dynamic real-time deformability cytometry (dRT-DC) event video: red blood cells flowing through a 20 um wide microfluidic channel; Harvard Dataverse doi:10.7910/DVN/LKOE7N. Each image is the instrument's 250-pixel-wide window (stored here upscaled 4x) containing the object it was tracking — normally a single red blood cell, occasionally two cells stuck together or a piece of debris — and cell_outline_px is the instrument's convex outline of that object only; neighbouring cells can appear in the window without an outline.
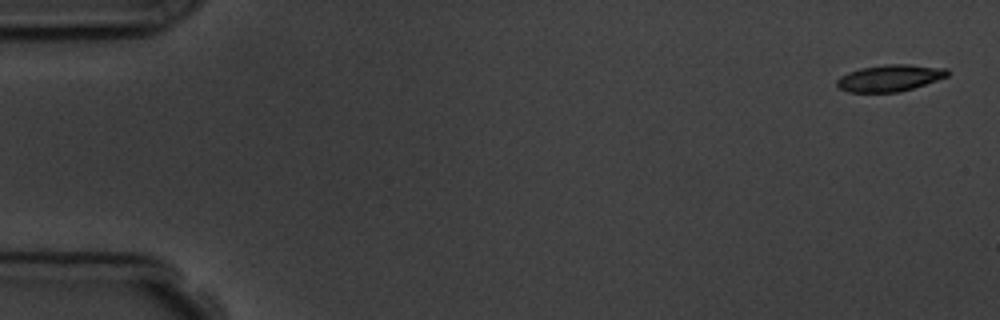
{"species": "common noctule bat (a hibernating species)", "species_latin": "Nyctalus noctula", "temperature_condition": "room temperature", "stored_images_in_passage": 6, "camera_frame_rate_fps": 3000, "um_per_image_px": 0.085, "animal": {"sex": "male", "body_mass_g": 19.5, "forearm_length_mm": 54.6}, "frame": {"image": 1, "passage_image": 1, "time_ms": 0.0, "image_size_px": [1000, 320], "cell_outline_px": [[948, 76], [900, 92], [848, 92], [840, 88], [836, 84], [836, 80], [840, 76], [848, 72], [860, 68], [884, 64], [908, 64], [948, 68]], "centroid_in_image_um": [75.61, 6.62], "position_along_channel_um": 9.4, "area_um2": 17.17}}
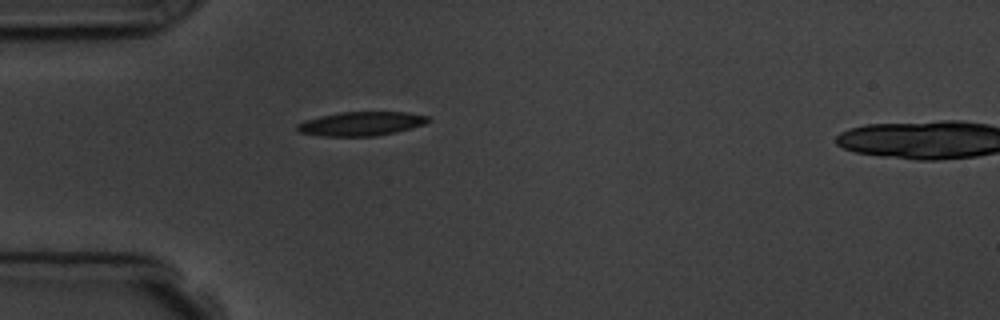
{"frame": {"image": 2, "passage_image": 5, "time_ms": 4.667, "image_size_px": [1000, 320], "cell_outline_px": [[432, 120], [424, 124], [412, 128], [396, 132], [376, 136], [320, 136], [300, 132], [296, 128], [296, 124], [304, 120], [320, 116], [340, 112], [408, 112], [428, 116]], "centroid_in_image_um": [30.71, 10.51], "position_along_channel_um": 54.3, "area_um2": 18.44}}